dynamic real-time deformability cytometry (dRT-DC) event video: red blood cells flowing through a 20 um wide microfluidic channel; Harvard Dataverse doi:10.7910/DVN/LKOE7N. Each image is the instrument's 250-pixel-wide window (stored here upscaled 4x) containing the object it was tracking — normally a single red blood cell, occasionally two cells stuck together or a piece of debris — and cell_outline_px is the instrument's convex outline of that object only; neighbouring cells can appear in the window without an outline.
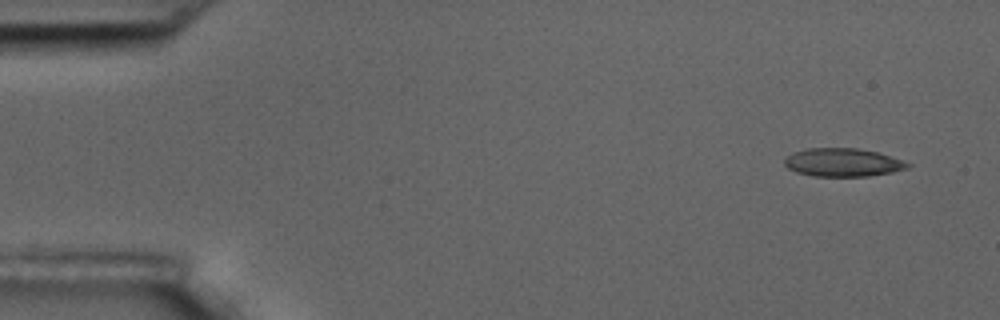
{"species": "common noctule bat (a hibernating species)", "species_latin": "Nyctalus noctula", "temperature_condition": "room temperature", "stored_images_in_passage": 6, "camera_frame_rate_fps": 3000, "um_per_image_px": 0.085, "animal": {"sex": "male", "body_mass_g": 17.5, "forearm_length_mm": 52.3}, "frame": {"image": 1, "passage_image": 1, "time_ms": 0.0, "image_size_px": [1000, 320], "cell_outline_px": [[912, 164], [908, 168], [892, 172], [868, 176], [812, 176], [796, 172], [788, 168], [784, 164], [784, 160], [792, 152], [808, 148], [856, 148], [876, 152]], "centroid_in_image_um": [71.6, 13.81], "position_along_channel_um": 13.4, "area_um2": 20.11}}
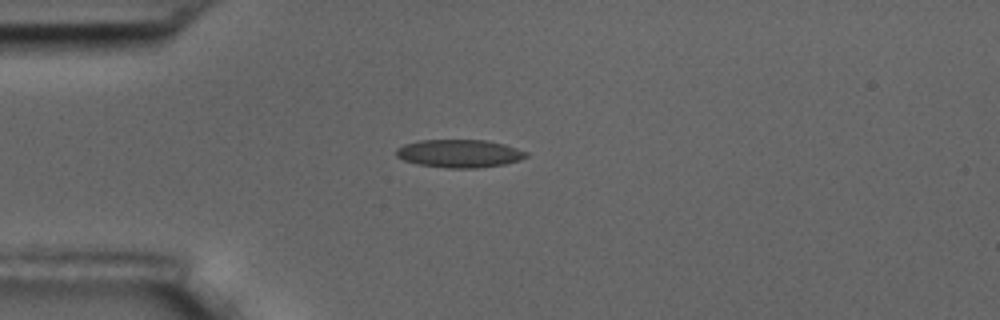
{"frame": {"image": 2, "passage_image": 4, "time_ms": 3.667, "image_size_px": [1000, 320], "cell_outline_px": [[528, 156], [520, 160], [504, 164], [476, 168], [448, 168], [416, 164], [404, 160], [396, 156], [396, 148], [404, 144], [420, 140], [484, 140], [504, 144], [528, 152]], "centroid_in_image_um": [39.03, 13.05], "position_along_channel_um": 46.0, "area_um2": 21.21}}